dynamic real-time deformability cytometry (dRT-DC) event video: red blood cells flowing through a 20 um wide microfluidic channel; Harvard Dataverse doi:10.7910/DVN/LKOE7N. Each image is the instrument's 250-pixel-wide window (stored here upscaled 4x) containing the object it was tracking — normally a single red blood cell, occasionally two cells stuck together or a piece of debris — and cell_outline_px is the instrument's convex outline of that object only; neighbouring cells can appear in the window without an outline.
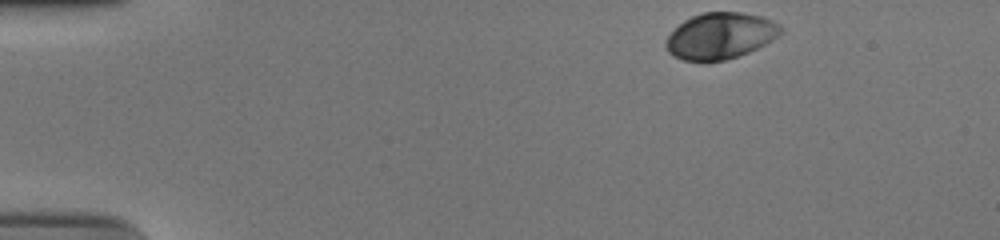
{"species": "human", "species_latin": "Homo sapiens", "temperature_condition": "cold", "stored_images_in_passage": 42, "camera_frame_rate_fps": 3000, "um_per_image_px": 0.085, "donor": {"sex": "male"}, "frame": {"image": 1, "passage_image": 1, "time_ms": 0.0, "image_size_px": [1000, 240], "cell_outline_px": [[784, 32], [772, 40], [748, 52], [724, 60], [684, 60], [672, 56], [668, 52], [664, 44], [668, 36], [684, 20], [692, 16], [704, 12], [740, 12], [764, 16], [780, 24]], "centroid_in_image_um": [61.25, 3.03], "position_along_channel_um": 23.8, "area_um2": 30.81}}
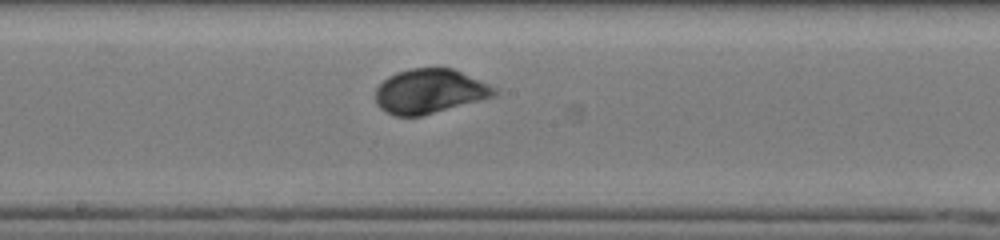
{"frame": {"image": 2, "passage_image": 24, "time_ms": 7.667, "image_size_px": [1000, 240], "cell_outline_px": [[500, 92], [496, 96], [420, 116], [392, 116], [384, 112], [376, 104], [376, 88], [388, 76], [396, 72], [412, 68], [452, 68], [488, 84], [496, 88]], "centroid_in_image_um": [36.5, 7.77], "position_along_channel_um": 211.7, "area_um2": 30.75}}
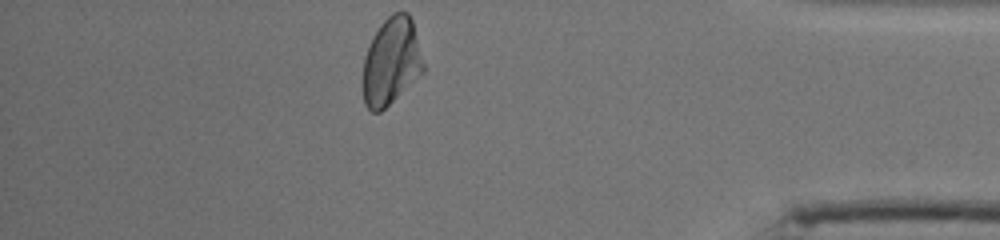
{"frame": {"image": 3, "passage_image": 42, "time_ms": 13.667, "image_size_px": [1000, 240], "cell_outline_px": [[424, 72], [380, 112], [372, 112], [364, 104], [360, 80], [364, 56], [372, 36], [380, 24], [392, 12], [408, 12], [412, 20], [424, 64]], "centroid_in_image_um": [33.2, 5.24], "position_along_channel_um": 402.0, "area_um2": 31.21}, "authors_computed_cell_mechanics": {"area_um2": 30.8074, "velocity_mm_per_s": 3.7248, "shape_relaxation_time_tau1_ms": 2.5076, "shape_relaxation_time_tau2_ms": null, "deformation_change_tau1": 0.1239, "deformation_change_tau2": null}}